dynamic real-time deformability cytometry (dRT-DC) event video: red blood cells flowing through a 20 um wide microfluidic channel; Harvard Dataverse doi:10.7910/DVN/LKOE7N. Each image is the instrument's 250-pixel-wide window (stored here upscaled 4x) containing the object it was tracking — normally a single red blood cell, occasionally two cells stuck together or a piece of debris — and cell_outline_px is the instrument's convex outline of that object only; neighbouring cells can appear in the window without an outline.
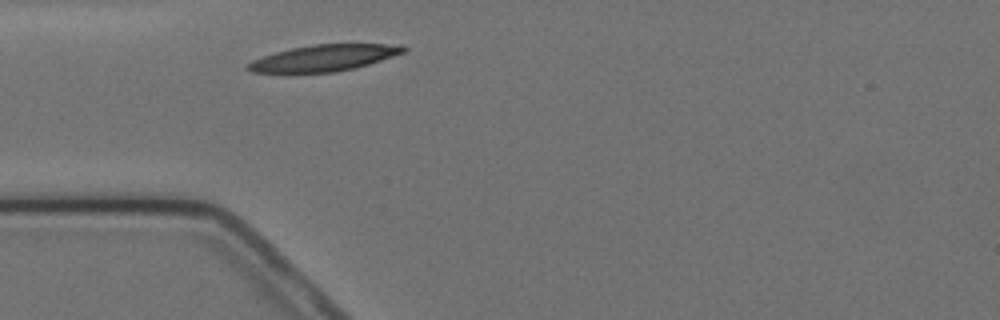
{"species": "Egyptian fruit bat (a non-hibernating species)", "species_latin": "Rousettus aegyptiacus", "temperature_condition": "cold", "stored_images_in_passage": 1, "camera_frame_rate_fps": 3000, "um_per_image_px": 0.085, "animal": {"sex": "female"}, "frame": {"image": 1, "passage_image": 1, "time_ms": 0.0, "image_size_px": [1000, 320], "cell_outline_px": [[408, 48], [404, 52], [368, 64], [352, 68], [332, 72], [252, 72], [244, 68], [252, 60], [276, 52], [292, 48], [312, 44], [404, 44]], "centroid_in_image_um": [27.55, 4.91], "position_along_channel_um": 57.4, "area_um2": 23.52}}